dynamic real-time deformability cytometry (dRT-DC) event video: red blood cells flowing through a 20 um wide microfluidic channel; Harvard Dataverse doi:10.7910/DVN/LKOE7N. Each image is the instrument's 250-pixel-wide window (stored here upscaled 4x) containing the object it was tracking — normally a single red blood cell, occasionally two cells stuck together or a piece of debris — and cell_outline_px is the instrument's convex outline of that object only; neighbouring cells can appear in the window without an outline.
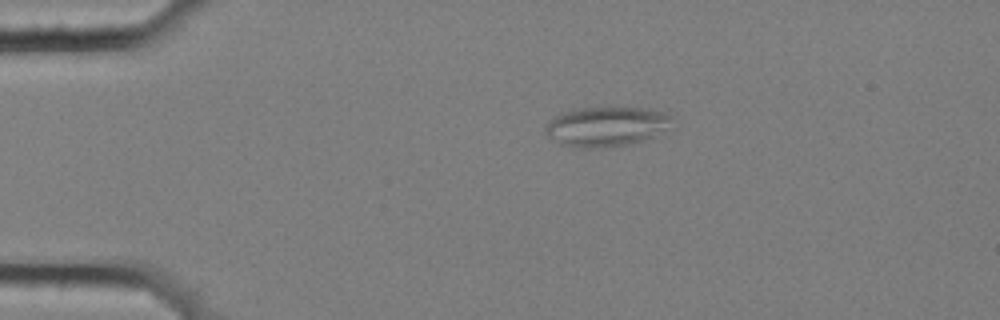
{"species": "common noctule bat (a hibernating species)", "species_latin": "Nyctalus noctula", "temperature_condition": "cold", "stored_images_in_passage": 5, "camera_frame_rate_fps": 3000, "um_per_image_px": 0.085, "animal": {"sex": "female", "body_mass_g": 25.1}, "frame": {"image": 1, "passage_image": 1, "time_ms": 0.0, "image_size_px": [1000, 320], "cell_outline_px": [[672, 116], [652, 136], [644, 140], [624, 144], [588, 148], [580, 148], [560, 144], [548, 136], [544, 132], [544, 128], [556, 116], [564, 112], [576, 108], [648, 108], [664, 112]], "centroid_in_image_um": [51.42, 10.74], "position_along_channel_um": 33.6, "area_um2": 28.15}}